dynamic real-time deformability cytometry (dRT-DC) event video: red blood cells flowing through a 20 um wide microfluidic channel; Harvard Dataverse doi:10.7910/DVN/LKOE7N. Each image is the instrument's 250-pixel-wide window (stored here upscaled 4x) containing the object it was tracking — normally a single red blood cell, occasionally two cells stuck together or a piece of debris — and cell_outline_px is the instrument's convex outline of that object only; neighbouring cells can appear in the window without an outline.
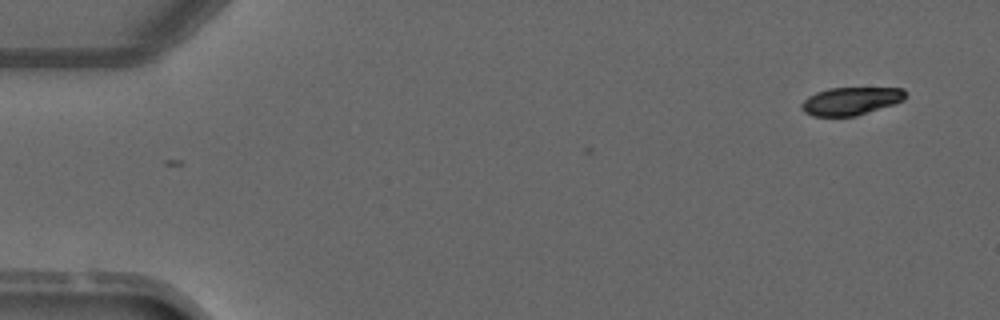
{"species": "common noctule bat (a hibernating species)", "species_latin": "Nyctalus noctula", "temperature_condition": "warm", "stored_images_in_passage": 4, "camera_frame_rate_fps": 3000, "um_per_image_px": 0.085, "animal": {"sex": "male", "forearm_length_mm": 52.5}, "frame": {"image": 1, "passage_image": 1, "time_ms": 0.0, "image_size_px": [1000, 320], "cell_outline_px": [[904, 100], [856, 116], [812, 116], [804, 112], [800, 108], [800, 104], [808, 96], [816, 92], [828, 88], [904, 88]], "centroid_in_image_um": [72.25, 8.59], "position_along_channel_um": 12.7, "area_um2": 16.76}}
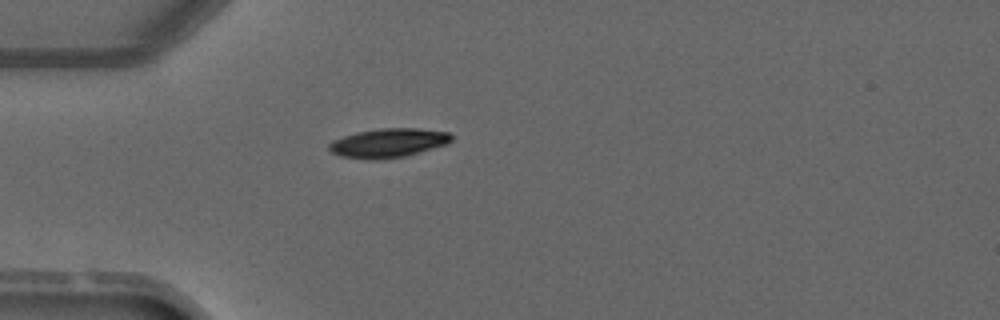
{"frame": {"image": 2, "passage_image": 4, "time_ms": 3.333, "image_size_px": [1000, 320], "cell_outline_px": [[452, 140], [448, 144], [404, 156], [380, 160], [372, 160], [340, 156], [332, 152], [328, 148], [328, 144], [332, 140], [356, 132], [380, 128], [416, 128], [448, 132], [452, 136]], "centroid_in_image_um": [32.99, 12.15], "position_along_channel_um": 52.0, "area_um2": 20.75}}